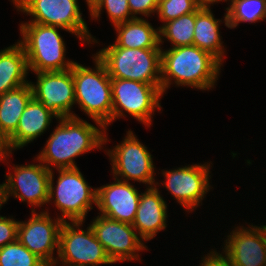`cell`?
<instances>
[{
    "instance_id": "obj_18",
    "label": "cell",
    "mask_w": 266,
    "mask_h": 266,
    "mask_svg": "<svg viewBox=\"0 0 266 266\" xmlns=\"http://www.w3.org/2000/svg\"><path fill=\"white\" fill-rule=\"evenodd\" d=\"M141 193L132 226L143 241L153 239L157 232L166 229L167 204L158 191L157 184ZM138 230V231H137Z\"/></svg>"
},
{
    "instance_id": "obj_2",
    "label": "cell",
    "mask_w": 266,
    "mask_h": 266,
    "mask_svg": "<svg viewBox=\"0 0 266 266\" xmlns=\"http://www.w3.org/2000/svg\"><path fill=\"white\" fill-rule=\"evenodd\" d=\"M221 63L197 46H179L161 51V90L164 94L174 80L178 86L200 90L214 87Z\"/></svg>"
},
{
    "instance_id": "obj_26",
    "label": "cell",
    "mask_w": 266,
    "mask_h": 266,
    "mask_svg": "<svg viewBox=\"0 0 266 266\" xmlns=\"http://www.w3.org/2000/svg\"><path fill=\"white\" fill-rule=\"evenodd\" d=\"M0 266H48L18 239L0 249Z\"/></svg>"
},
{
    "instance_id": "obj_7",
    "label": "cell",
    "mask_w": 266,
    "mask_h": 266,
    "mask_svg": "<svg viewBox=\"0 0 266 266\" xmlns=\"http://www.w3.org/2000/svg\"><path fill=\"white\" fill-rule=\"evenodd\" d=\"M112 122L129 113L140 123L150 126L152 114L161 109V85H151L134 80L111 78Z\"/></svg>"
},
{
    "instance_id": "obj_25",
    "label": "cell",
    "mask_w": 266,
    "mask_h": 266,
    "mask_svg": "<svg viewBox=\"0 0 266 266\" xmlns=\"http://www.w3.org/2000/svg\"><path fill=\"white\" fill-rule=\"evenodd\" d=\"M195 21L196 11L163 23V26L159 27L160 46L164 42L163 37L171 42L173 48L193 45Z\"/></svg>"
},
{
    "instance_id": "obj_35",
    "label": "cell",
    "mask_w": 266,
    "mask_h": 266,
    "mask_svg": "<svg viewBox=\"0 0 266 266\" xmlns=\"http://www.w3.org/2000/svg\"><path fill=\"white\" fill-rule=\"evenodd\" d=\"M262 226H263V233H264V241L266 245V225H262Z\"/></svg>"
},
{
    "instance_id": "obj_30",
    "label": "cell",
    "mask_w": 266,
    "mask_h": 266,
    "mask_svg": "<svg viewBox=\"0 0 266 266\" xmlns=\"http://www.w3.org/2000/svg\"><path fill=\"white\" fill-rule=\"evenodd\" d=\"M159 0H128L131 15L137 18V14L149 17L158 10Z\"/></svg>"
},
{
    "instance_id": "obj_17",
    "label": "cell",
    "mask_w": 266,
    "mask_h": 266,
    "mask_svg": "<svg viewBox=\"0 0 266 266\" xmlns=\"http://www.w3.org/2000/svg\"><path fill=\"white\" fill-rule=\"evenodd\" d=\"M115 182L97 188V207L108 218L132 224L139 205V191L127 181Z\"/></svg>"
},
{
    "instance_id": "obj_16",
    "label": "cell",
    "mask_w": 266,
    "mask_h": 266,
    "mask_svg": "<svg viewBox=\"0 0 266 266\" xmlns=\"http://www.w3.org/2000/svg\"><path fill=\"white\" fill-rule=\"evenodd\" d=\"M251 226L237 227L227 236L223 251L230 266H266L263 226Z\"/></svg>"
},
{
    "instance_id": "obj_14",
    "label": "cell",
    "mask_w": 266,
    "mask_h": 266,
    "mask_svg": "<svg viewBox=\"0 0 266 266\" xmlns=\"http://www.w3.org/2000/svg\"><path fill=\"white\" fill-rule=\"evenodd\" d=\"M37 83L30 82L33 97L57 118L77 117L71 112L75 104L72 68L65 71L38 72Z\"/></svg>"
},
{
    "instance_id": "obj_9",
    "label": "cell",
    "mask_w": 266,
    "mask_h": 266,
    "mask_svg": "<svg viewBox=\"0 0 266 266\" xmlns=\"http://www.w3.org/2000/svg\"><path fill=\"white\" fill-rule=\"evenodd\" d=\"M84 222H63L59 232V252L56 262L68 266H97L112 264L92 228L80 229ZM59 258V259H58Z\"/></svg>"
},
{
    "instance_id": "obj_24",
    "label": "cell",
    "mask_w": 266,
    "mask_h": 266,
    "mask_svg": "<svg viewBox=\"0 0 266 266\" xmlns=\"http://www.w3.org/2000/svg\"><path fill=\"white\" fill-rule=\"evenodd\" d=\"M224 15L226 27L232 29L240 22L255 23L266 18V0H230Z\"/></svg>"
},
{
    "instance_id": "obj_33",
    "label": "cell",
    "mask_w": 266,
    "mask_h": 266,
    "mask_svg": "<svg viewBox=\"0 0 266 266\" xmlns=\"http://www.w3.org/2000/svg\"><path fill=\"white\" fill-rule=\"evenodd\" d=\"M198 3L201 5V6H210L211 4L215 3V2H220V1H226L227 0H197ZM229 1V0H228Z\"/></svg>"
},
{
    "instance_id": "obj_21",
    "label": "cell",
    "mask_w": 266,
    "mask_h": 266,
    "mask_svg": "<svg viewBox=\"0 0 266 266\" xmlns=\"http://www.w3.org/2000/svg\"><path fill=\"white\" fill-rule=\"evenodd\" d=\"M215 19L210 6H200L196 10L193 45L214 56L221 64L224 56V46L219 33V23Z\"/></svg>"
},
{
    "instance_id": "obj_11",
    "label": "cell",
    "mask_w": 266,
    "mask_h": 266,
    "mask_svg": "<svg viewBox=\"0 0 266 266\" xmlns=\"http://www.w3.org/2000/svg\"><path fill=\"white\" fill-rule=\"evenodd\" d=\"M13 167L11 169H14V174H7L6 182L0 184L2 204L7 203L11 195L34 207L47 204L51 170L40 161L36 165H14Z\"/></svg>"
},
{
    "instance_id": "obj_12",
    "label": "cell",
    "mask_w": 266,
    "mask_h": 266,
    "mask_svg": "<svg viewBox=\"0 0 266 266\" xmlns=\"http://www.w3.org/2000/svg\"><path fill=\"white\" fill-rule=\"evenodd\" d=\"M99 215L91 222L90 227L110 260L113 263L138 260V252L146 250V245L138 237L132 224Z\"/></svg>"
},
{
    "instance_id": "obj_37",
    "label": "cell",
    "mask_w": 266,
    "mask_h": 266,
    "mask_svg": "<svg viewBox=\"0 0 266 266\" xmlns=\"http://www.w3.org/2000/svg\"><path fill=\"white\" fill-rule=\"evenodd\" d=\"M1 206H2V199H1V197H0V209H1Z\"/></svg>"
},
{
    "instance_id": "obj_15",
    "label": "cell",
    "mask_w": 266,
    "mask_h": 266,
    "mask_svg": "<svg viewBox=\"0 0 266 266\" xmlns=\"http://www.w3.org/2000/svg\"><path fill=\"white\" fill-rule=\"evenodd\" d=\"M209 168L210 163H204L163 171L166 180L162 185L164 184L182 207L193 211L210 190Z\"/></svg>"
},
{
    "instance_id": "obj_13",
    "label": "cell",
    "mask_w": 266,
    "mask_h": 266,
    "mask_svg": "<svg viewBox=\"0 0 266 266\" xmlns=\"http://www.w3.org/2000/svg\"><path fill=\"white\" fill-rule=\"evenodd\" d=\"M32 217L27 222L18 224V241L37 255L47 265L56 262L54 250L59 252V232L63 221L58 217L51 219L48 211L36 213L33 208ZM54 220V221H53Z\"/></svg>"
},
{
    "instance_id": "obj_23",
    "label": "cell",
    "mask_w": 266,
    "mask_h": 266,
    "mask_svg": "<svg viewBox=\"0 0 266 266\" xmlns=\"http://www.w3.org/2000/svg\"><path fill=\"white\" fill-rule=\"evenodd\" d=\"M32 97L30 82L0 95V129L7 138L16 131L19 119Z\"/></svg>"
},
{
    "instance_id": "obj_36",
    "label": "cell",
    "mask_w": 266,
    "mask_h": 266,
    "mask_svg": "<svg viewBox=\"0 0 266 266\" xmlns=\"http://www.w3.org/2000/svg\"><path fill=\"white\" fill-rule=\"evenodd\" d=\"M48 266H56V265L53 263V264H50ZM62 266H68V265H62Z\"/></svg>"
},
{
    "instance_id": "obj_27",
    "label": "cell",
    "mask_w": 266,
    "mask_h": 266,
    "mask_svg": "<svg viewBox=\"0 0 266 266\" xmlns=\"http://www.w3.org/2000/svg\"><path fill=\"white\" fill-rule=\"evenodd\" d=\"M104 8L114 26L134 19L130 12L128 0H97L89 9L91 17L99 18Z\"/></svg>"
},
{
    "instance_id": "obj_1",
    "label": "cell",
    "mask_w": 266,
    "mask_h": 266,
    "mask_svg": "<svg viewBox=\"0 0 266 266\" xmlns=\"http://www.w3.org/2000/svg\"><path fill=\"white\" fill-rule=\"evenodd\" d=\"M106 128L93 126L79 117L59 118V124L36 157L49 170L77 168L74 158L94 149H102L109 141ZM105 133V134H104Z\"/></svg>"
},
{
    "instance_id": "obj_4",
    "label": "cell",
    "mask_w": 266,
    "mask_h": 266,
    "mask_svg": "<svg viewBox=\"0 0 266 266\" xmlns=\"http://www.w3.org/2000/svg\"><path fill=\"white\" fill-rule=\"evenodd\" d=\"M58 26H46L27 22L20 25L22 45L27 57L28 69L34 73L65 71L72 68L74 61L65 59L66 46Z\"/></svg>"
},
{
    "instance_id": "obj_31",
    "label": "cell",
    "mask_w": 266,
    "mask_h": 266,
    "mask_svg": "<svg viewBox=\"0 0 266 266\" xmlns=\"http://www.w3.org/2000/svg\"><path fill=\"white\" fill-rule=\"evenodd\" d=\"M199 266H230L226 257L216 251H210Z\"/></svg>"
},
{
    "instance_id": "obj_19",
    "label": "cell",
    "mask_w": 266,
    "mask_h": 266,
    "mask_svg": "<svg viewBox=\"0 0 266 266\" xmlns=\"http://www.w3.org/2000/svg\"><path fill=\"white\" fill-rule=\"evenodd\" d=\"M55 117L57 119L54 113L32 97L19 119L16 131L8 138L10 154L12 150L23 148L44 133Z\"/></svg>"
},
{
    "instance_id": "obj_3",
    "label": "cell",
    "mask_w": 266,
    "mask_h": 266,
    "mask_svg": "<svg viewBox=\"0 0 266 266\" xmlns=\"http://www.w3.org/2000/svg\"><path fill=\"white\" fill-rule=\"evenodd\" d=\"M95 69L77 62L72 66L75 103L97 126L106 128L112 122L111 78L104 63L95 55Z\"/></svg>"
},
{
    "instance_id": "obj_32",
    "label": "cell",
    "mask_w": 266,
    "mask_h": 266,
    "mask_svg": "<svg viewBox=\"0 0 266 266\" xmlns=\"http://www.w3.org/2000/svg\"><path fill=\"white\" fill-rule=\"evenodd\" d=\"M10 155V145L8 138L0 129V161L7 159V156Z\"/></svg>"
},
{
    "instance_id": "obj_5",
    "label": "cell",
    "mask_w": 266,
    "mask_h": 266,
    "mask_svg": "<svg viewBox=\"0 0 266 266\" xmlns=\"http://www.w3.org/2000/svg\"><path fill=\"white\" fill-rule=\"evenodd\" d=\"M162 48H124L116 43L96 55L106 66L110 78L161 85Z\"/></svg>"
},
{
    "instance_id": "obj_10",
    "label": "cell",
    "mask_w": 266,
    "mask_h": 266,
    "mask_svg": "<svg viewBox=\"0 0 266 266\" xmlns=\"http://www.w3.org/2000/svg\"><path fill=\"white\" fill-rule=\"evenodd\" d=\"M127 136L121 144L116 145L113 150H108L107 154L112 162L113 177L124 181L129 180L142 182L155 186L154 164L152 155L147 147L140 143L132 131H128Z\"/></svg>"
},
{
    "instance_id": "obj_8",
    "label": "cell",
    "mask_w": 266,
    "mask_h": 266,
    "mask_svg": "<svg viewBox=\"0 0 266 266\" xmlns=\"http://www.w3.org/2000/svg\"><path fill=\"white\" fill-rule=\"evenodd\" d=\"M17 10L34 17L29 22L58 26L76 35L83 42L97 40L91 36L77 0H12Z\"/></svg>"
},
{
    "instance_id": "obj_34",
    "label": "cell",
    "mask_w": 266,
    "mask_h": 266,
    "mask_svg": "<svg viewBox=\"0 0 266 266\" xmlns=\"http://www.w3.org/2000/svg\"><path fill=\"white\" fill-rule=\"evenodd\" d=\"M97 0H86L88 8L90 9L96 2Z\"/></svg>"
},
{
    "instance_id": "obj_20",
    "label": "cell",
    "mask_w": 266,
    "mask_h": 266,
    "mask_svg": "<svg viewBox=\"0 0 266 266\" xmlns=\"http://www.w3.org/2000/svg\"><path fill=\"white\" fill-rule=\"evenodd\" d=\"M28 71L27 57L19 42L1 50L0 95L28 83Z\"/></svg>"
},
{
    "instance_id": "obj_29",
    "label": "cell",
    "mask_w": 266,
    "mask_h": 266,
    "mask_svg": "<svg viewBox=\"0 0 266 266\" xmlns=\"http://www.w3.org/2000/svg\"><path fill=\"white\" fill-rule=\"evenodd\" d=\"M19 221L0 216V249L17 240Z\"/></svg>"
},
{
    "instance_id": "obj_22",
    "label": "cell",
    "mask_w": 266,
    "mask_h": 266,
    "mask_svg": "<svg viewBox=\"0 0 266 266\" xmlns=\"http://www.w3.org/2000/svg\"><path fill=\"white\" fill-rule=\"evenodd\" d=\"M118 36L116 44L124 48H161L159 28L155 29L142 17H137L114 26Z\"/></svg>"
},
{
    "instance_id": "obj_28",
    "label": "cell",
    "mask_w": 266,
    "mask_h": 266,
    "mask_svg": "<svg viewBox=\"0 0 266 266\" xmlns=\"http://www.w3.org/2000/svg\"><path fill=\"white\" fill-rule=\"evenodd\" d=\"M201 5L197 0H159L157 14L164 23L195 12Z\"/></svg>"
},
{
    "instance_id": "obj_6",
    "label": "cell",
    "mask_w": 266,
    "mask_h": 266,
    "mask_svg": "<svg viewBox=\"0 0 266 266\" xmlns=\"http://www.w3.org/2000/svg\"><path fill=\"white\" fill-rule=\"evenodd\" d=\"M59 177L54 187L53 171L49 182L48 203L54 200L55 206L62 212L60 219L66 222H83L92 204L97 205V188L92 189L77 168L57 169Z\"/></svg>"
}]
</instances>
